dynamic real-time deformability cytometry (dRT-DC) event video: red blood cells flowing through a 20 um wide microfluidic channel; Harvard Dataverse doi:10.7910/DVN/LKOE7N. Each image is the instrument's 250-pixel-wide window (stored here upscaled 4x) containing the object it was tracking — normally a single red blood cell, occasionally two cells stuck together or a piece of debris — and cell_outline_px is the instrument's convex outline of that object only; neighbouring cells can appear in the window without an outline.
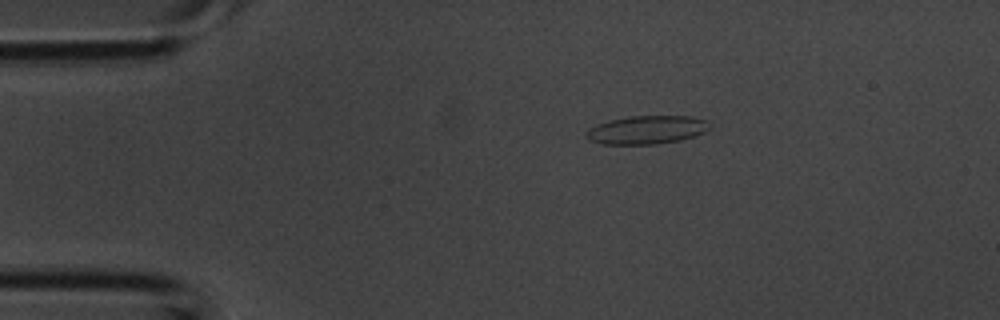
{"species": "common noctule bat (a hibernating species)", "species_latin": "Nyctalus noctula", "temperature_condition": "room temperature", "stored_images_in_passage": 3, "camera_frame_rate_fps": 3000, "um_per_image_px": 0.085, "animal": {"sex": "male", "body_mass_g": 20.1, "forearm_length_mm": 53.5}, "frame": {"image": 1, "passage_image": 2, "time_ms": 0.333, "image_size_px": [1000, 320], "cell_outline_px": [[708, 128], [704, 132], [680, 140], [656, 144], [604, 144], [588, 140], [584, 136], [584, 132], [588, 128], [596, 124], [608, 120], [628, 116], [692, 116], [708, 120]], "centroid_in_image_um": [54.9, 11.03], "position_along_channel_um": 30.1, "area_um2": 20.52}}